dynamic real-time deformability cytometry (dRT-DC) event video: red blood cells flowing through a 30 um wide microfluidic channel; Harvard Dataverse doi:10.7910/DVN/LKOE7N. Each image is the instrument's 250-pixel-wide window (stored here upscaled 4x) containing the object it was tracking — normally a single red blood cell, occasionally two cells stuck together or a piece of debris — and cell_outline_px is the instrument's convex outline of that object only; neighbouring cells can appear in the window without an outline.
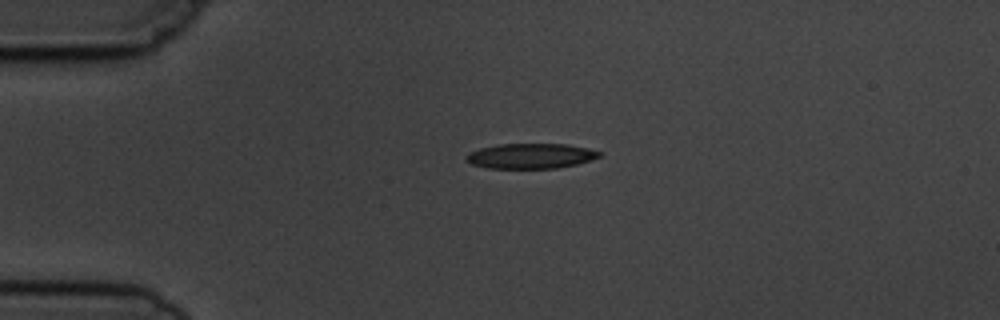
{"species": "common noctule bat (a hibernating species)", "species_latin": "Nyctalus noctula", "temperature_condition": "cold", "stored_images_in_passage": 2, "camera_frame_rate_fps": 3000, "um_per_image_px": 0.085, "animal": {"sex": "male", "body_mass_g": 19.5, "forearm_length_mm": 54.6}, "frame": {"image": 1, "passage_image": 1, "time_ms": 0.0, "image_size_px": [1000, 320], "cell_outline_px": [[604, 152], [600, 156], [592, 160], [576, 164], [556, 168], [488, 168], [472, 164], [464, 160], [464, 156], [468, 152], [480, 148], [500, 144], [568, 144], [588, 148]], "centroid_in_image_um": [45.11, 13.25], "position_along_channel_um": 39.9, "area_um2": 19.65}}